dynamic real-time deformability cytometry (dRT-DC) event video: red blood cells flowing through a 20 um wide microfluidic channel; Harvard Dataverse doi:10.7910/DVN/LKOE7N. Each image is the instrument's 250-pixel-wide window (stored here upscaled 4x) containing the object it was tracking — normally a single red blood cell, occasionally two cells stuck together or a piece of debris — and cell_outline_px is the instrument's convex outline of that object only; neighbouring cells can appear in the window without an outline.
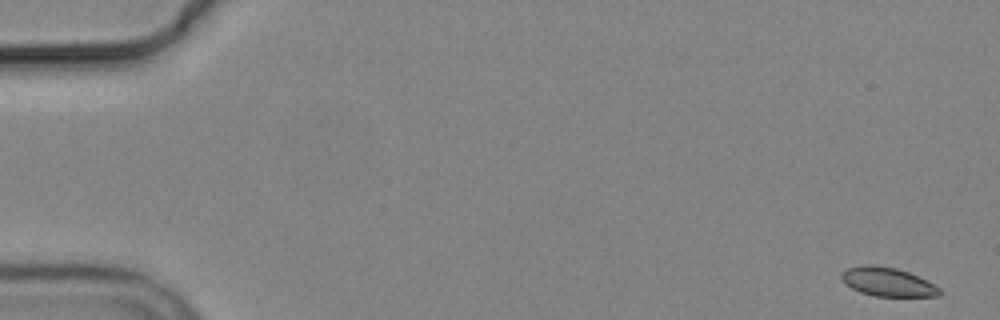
{"species": "common noctule bat (a hibernating species)", "species_latin": "Nyctalus noctula", "temperature_condition": "cold", "stored_images_in_passage": 5, "camera_frame_rate_fps": 3000, "um_per_image_px": 0.085, "animal": {"sex": "male", "body_mass_g": 19.2, "forearm_length_mm": 51.8}, "frame": {"image": 1, "passage_image": 1, "time_ms": 0.0, "image_size_px": [1000, 320], "cell_outline_px": [[944, 292], [940, 296], [876, 296], [860, 292], [844, 284], [840, 276], [840, 272], [848, 268], [860, 264], [872, 264], [896, 268], [908, 272], [940, 288]], "centroid_in_image_um": [75.4, 23.95], "position_along_channel_um": 9.6, "area_um2": 16.53}}
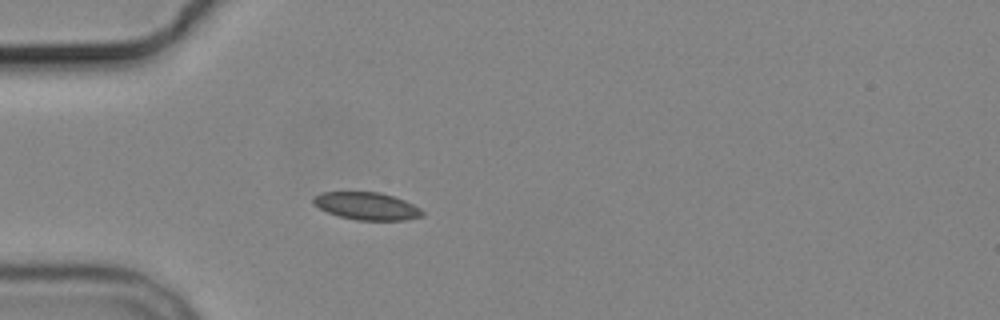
{"frame": {"image": 2, "passage_image": 5, "time_ms": 5.0, "image_size_px": [1000, 320], "cell_outline_px": [[424, 216], [404, 220], [356, 220], [340, 216], [328, 212], [312, 204], [312, 196], [320, 192], [380, 192], [404, 200], [420, 208], [424, 212]], "centroid_in_image_um": [31.15, 17.51], "position_along_channel_um": 53.9, "area_um2": 17.51}}